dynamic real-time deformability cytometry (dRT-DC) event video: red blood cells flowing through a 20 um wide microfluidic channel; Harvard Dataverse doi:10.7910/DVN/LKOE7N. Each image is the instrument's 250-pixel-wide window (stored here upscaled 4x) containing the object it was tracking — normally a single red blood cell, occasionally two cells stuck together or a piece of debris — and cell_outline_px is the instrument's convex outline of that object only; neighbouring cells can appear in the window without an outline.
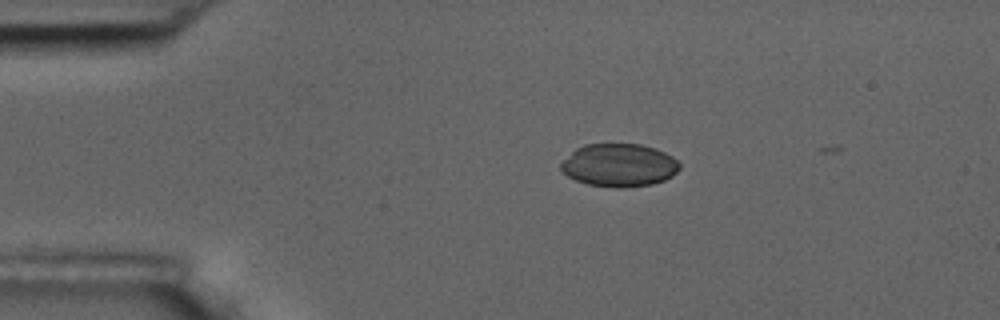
{"species": "common noctule bat (a hibernating species)", "species_latin": "Nyctalus noctula", "temperature_condition": "room temperature", "stored_images_in_passage": 3, "camera_frame_rate_fps": 3000, "um_per_image_px": 0.085, "animal": {"sex": "male", "body_mass_g": 17.5, "forearm_length_mm": 52.3}, "frame": {"image": 1, "passage_image": 2, "time_ms": 2.0, "image_size_px": [1000, 320], "cell_outline_px": [[680, 168], [672, 176], [664, 180], [652, 184], [624, 188], [612, 188], [588, 184], [576, 180], [568, 176], [560, 168], [560, 164], [576, 148], [584, 144], [640, 144], [656, 148], [672, 156], [680, 164]], "centroid_in_image_um": [52.64, 14.04], "position_along_channel_um": 32.4, "area_um2": 29.77}}